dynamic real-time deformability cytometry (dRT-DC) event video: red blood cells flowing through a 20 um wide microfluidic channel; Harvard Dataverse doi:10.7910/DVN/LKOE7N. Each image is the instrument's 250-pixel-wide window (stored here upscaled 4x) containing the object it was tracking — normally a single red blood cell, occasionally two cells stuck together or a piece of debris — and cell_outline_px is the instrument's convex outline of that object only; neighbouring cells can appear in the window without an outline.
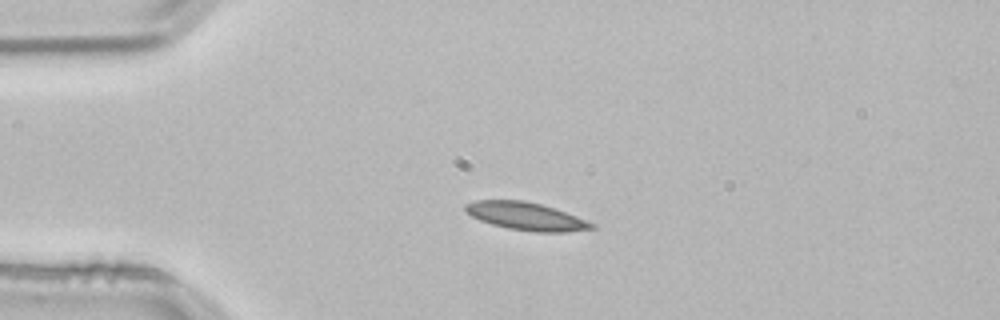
{"species": "common noctule bat (a hibernating species)", "species_latin": "Nyctalus noctula", "temperature_condition": "room temperature", "stored_images_in_passage": 41, "camera_frame_rate_fps": 3000, "um_per_image_px": 0.085, "animal": {"sex": "male", "body_mass_g": 21.5, "forearm_length_mm": 52.0}, "frame": {"image": 1, "passage_image": 1, "time_ms": 0.0, "image_size_px": [1000, 320], "cell_outline_px": [[596, 228], [564, 232], [532, 232], [508, 228], [492, 224], [480, 220], [464, 212], [464, 204], [476, 200], [524, 200], [540, 204], [576, 216], [596, 224]], "centroid_in_image_um": [44.68, 18.38], "position_along_channel_um": 40.3, "area_um2": 20.4}}
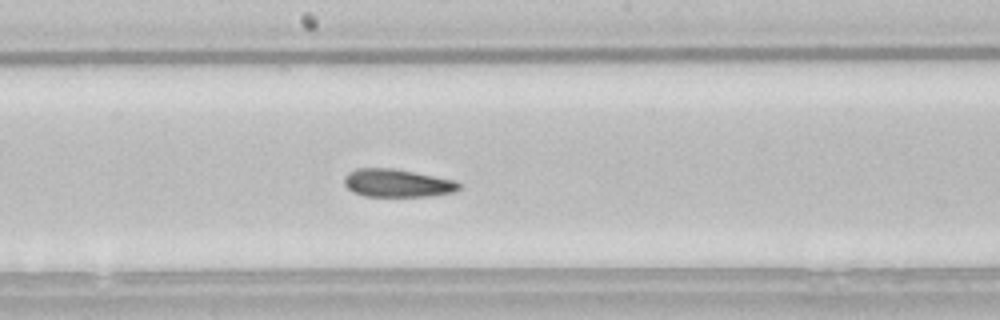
{"frame": {"image": 2, "passage_image": 17, "time_ms": 5.333, "image_size_px": [1000, 320], "cell_outline_px": [[460, 188], [456, 192], [428, 196], [364, 196], [352, 192], [344, 184], [344, 176], [348, 172], [356, 168], [392, 168], [456, 180], [460, 184]], "centroid_in_image_um": [33.75, 15.56], "position_along_channel_um": 214.4, "area_um2": 18.79}}
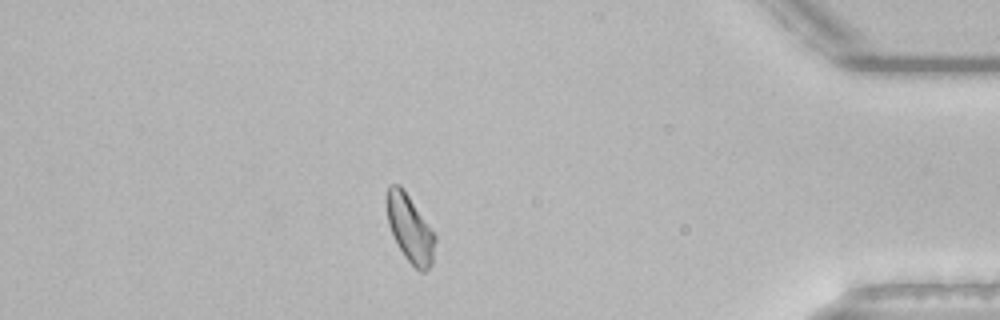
{"frame": {"image": 3, "passage_image": 35, "time_ms": 11.333, "image_size_px": [1000, 320], "cell_outline_px": [[436, 240], [432, 264], [424, 272], [420, 272], [404, 256], [388, 224], [384, 200], [388, 184], [400, 184], [436, 236]], "centroid_in_image_um": [34.81, 19.39], "position_along_channel_um": 400.4, "area_um2": 18.9}, "authors_computed_cell_mechanics": {"area_um2": 19.1896, "velocity_mm_per_s": 3.7896, "shape_relaxation_time_tau1_ms": null, "shape_relaxation_time_tau2_ms": 5.4353, "deformation_change_tau1": null, "deformation_change_tau2": 0.1094}}